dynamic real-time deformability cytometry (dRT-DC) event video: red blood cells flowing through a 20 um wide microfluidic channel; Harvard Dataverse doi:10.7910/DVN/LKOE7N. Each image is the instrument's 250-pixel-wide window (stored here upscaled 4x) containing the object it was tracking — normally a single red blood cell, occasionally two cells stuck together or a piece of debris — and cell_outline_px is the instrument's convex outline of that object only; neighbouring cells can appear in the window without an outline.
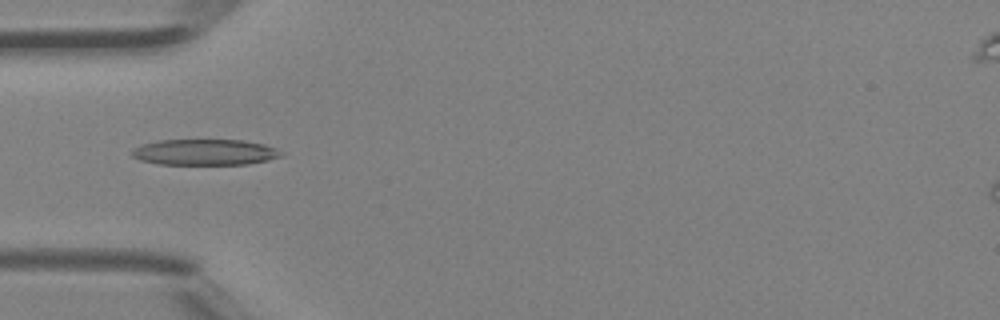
{"species": "Egyptian fruit bat (a non-hibernating species)", "species_latin": "Rousettus aegyptiacus", "temperature_condition": "room temperature", "stored_images_in_passage": 46, "camera_frame_rate_fps": 3000, "um_per_image_px": 0.085, "animal": {"sex": "female"}, "frame": {"image": 1, "passage_image": 15, "time_ms": 4.667, "image_size_px": [1000, 320], "cell_outline_px": [[284, 156], [268, 160], [248, 164], [160, 164], [140, 160], [132, 156], [132, 148], [140, 144], [160, 140], [244, 140], [264, 144], [276, 148], [284, 152]], "centroid_in_image_um": [17.43, 12.93], "position_along_channel_um": 67.6, "area_um2": 22.72}}
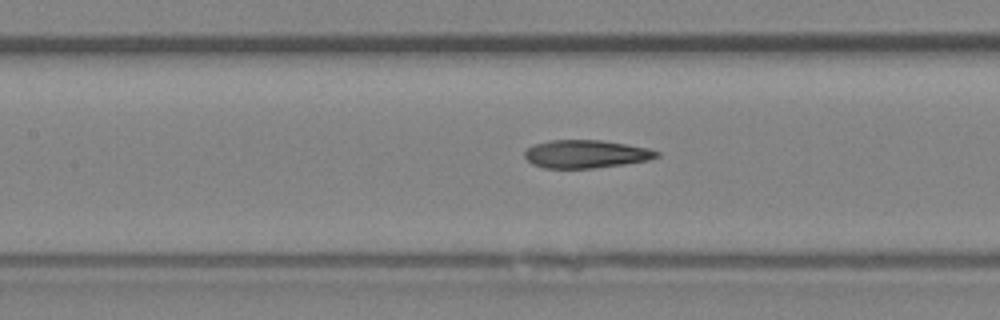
{"frame": {"image": 2, "passage_image": 21, "time_ms": 6.667, "image_size_px": [1000, 320], "cell_outline_px": [[660, 156], [648, 160], [624, 164], [596, 168], [544, 168], [532, 164], [524, 156], [524, 152], [532, 144], [548, 140], [600, 140], [648, 148], [660, 152]], "centroid_in_image_um": [49.78, 13.09], "position_along_channel_um": 157.6, "area_um2": 21.62}}
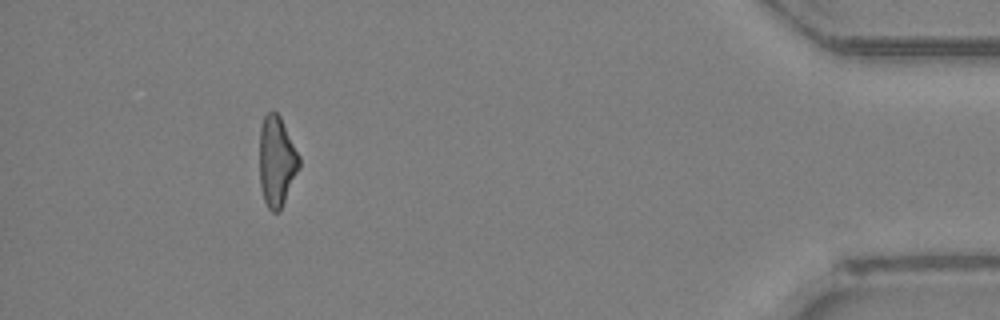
{"frame": {"image": 3, "passage_image": 42, "time_ms": 13.667, "image_size_px": [1000, 320], "cell_outline_px": [[300, 168], [280, 212], [272, 212], [268, 208], [264, 200], [260, 184], [260, 128], [264, 116], [272, 108], [280, 116], [300, 156]], "centroid_in_image_um": [23.53, 13.71], "position_along_channel_um": 411.7, "area_um2": 21.1}, "authors_computed_cell_mechanics": {"area_um2": 21.964, "velocity_mm_per_s": 4.512, "shape_relaxation_time_tau1_ms": 4.902, "shape_relaxation_time_tau2_ms": 2.2769, "deformation_change_tau1": 0.1806, "deformation_change_tau2": 0.1343}}